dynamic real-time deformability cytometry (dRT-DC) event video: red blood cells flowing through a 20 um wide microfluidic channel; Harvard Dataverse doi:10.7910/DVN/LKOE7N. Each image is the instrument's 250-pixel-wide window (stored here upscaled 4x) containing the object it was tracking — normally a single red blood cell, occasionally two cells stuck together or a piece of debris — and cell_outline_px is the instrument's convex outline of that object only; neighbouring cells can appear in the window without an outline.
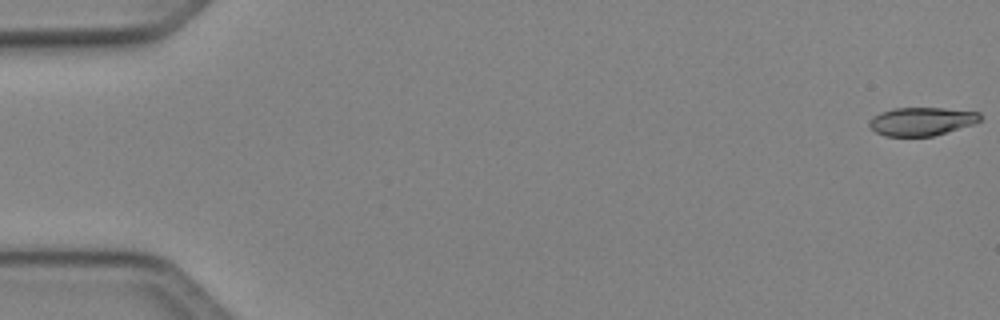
{"species": "Egyptian fruit bat (a non-hibernating species)", "species_latin": "Rousettus aegyptiacus", "temperature_condition": "cold", "stored_images_in_passage": 50, "camera_frame_rate_fps": 3000, "um_per_image_px": 0.085, "animal": {"sex": "female"}, "frame": {"image": 1, "passage_image": 1, "time_ms": 0.0, "image_size_px": [1000, 320], "cell_outline_px": [[984, 116], [976, 124], [932, 136], [884, 136], [876, 132], [868, 124], [868, 120], [872, 116], [880, 112], [892, 108], [944, 108], [980, 112]], "centroid_in_image_um": [78.35, 10.31], "position_along_channel_um": 6.6, "area_um2": 18.55}}
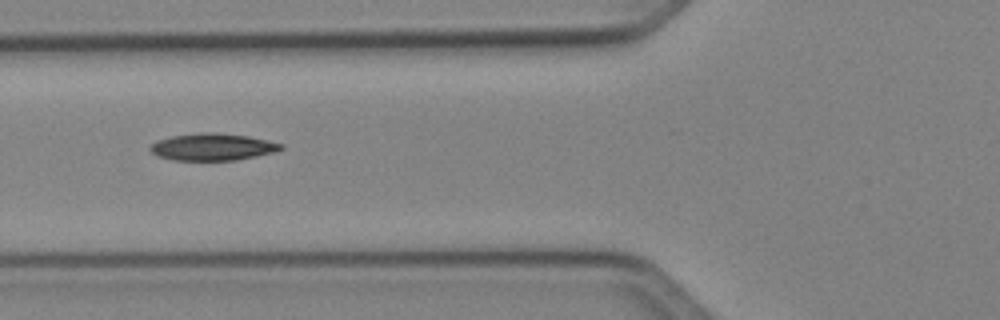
{"frame": {"image": 2, "passage_image": 20, "time_ms": 6.333, "image_size_px": [1000, 320], "cell_outline_px": [[284, 148], [276, 152], [236, 160], [172, 160], [156, 156], [148, 148], [156, 140], [172, 136], [200, 132], [216, 132], [248, 136], [284, 144]], "centroid_in_image_um": [18.06, 12.49], "position_along_channel_um": 107.7, "area_um2": 20.75}}
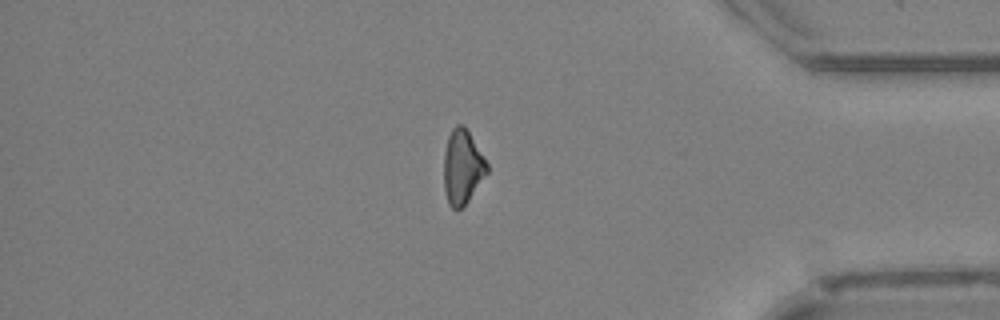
{"frame": {"image": 3, "passage_image": 43, "time_ms": 14.0, "image_size_px": [1000, 320], "cell_outline_px": [[488, 172], [468, 200], [456, 212], [448, 204], [444, 192], [444, 152], [448, 136], [452, 128], [456, 124], [464, 124], [488, 164]], "centroid_in_image_um": [39.29, 14.19], "position_along_channel_um": 395.9, "area_um2": 18.73}, "authors_computed_cell_mechanics": {"area_um2": 19.7387, "velocity_mm_per_s": 4.1119, "shape_relaxation_time_tau1_ms": 6.203, "shape_relaxation_time_tau2_ms": null, "deformation_change_tau1": 0.1413, "deformation_change_tau2": null}}